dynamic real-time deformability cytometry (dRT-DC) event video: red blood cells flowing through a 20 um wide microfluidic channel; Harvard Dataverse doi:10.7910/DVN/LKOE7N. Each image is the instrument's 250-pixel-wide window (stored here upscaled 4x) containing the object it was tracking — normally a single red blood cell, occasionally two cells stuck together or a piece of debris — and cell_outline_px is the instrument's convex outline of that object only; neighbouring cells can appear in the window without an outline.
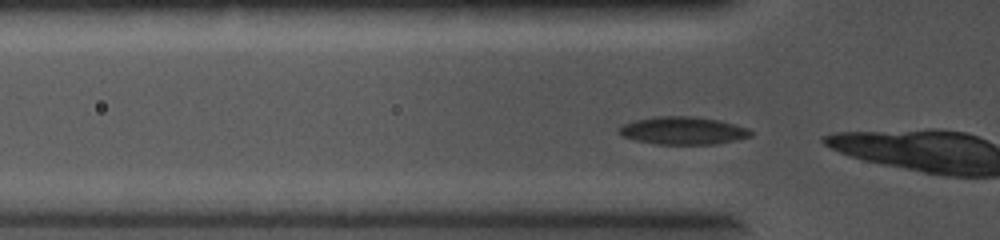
{"species": "common noctule bat (a hibernating species)", "species_latin": "Nyctalus noctula", "temperature_condition": "cold", "stored_images_in_passage": 42, "camera_frame_rate_fps": 5000, "um_per_image_px": 0.085, "animal": {"sex": "female", "body_mass_g": 19.0, "forearm_length_mm": 56.7}, "frame": {"image": 1, "passage_image": 2, "time_ms": 0.2, "image_size_px": [1000, 240], "cell_outline_px": [[752, 136], [736, 140], [716, 144], [656, 144], [636, 140], [620, 136], [620, 128], [624, 124], [636, 120], [656, 116], [696, 116], [720, 120], [748, 128], [752, 132]], "centroid_in_image_um": [58.09, 11.1], "position_along_channel_um": 67.7, "area_um2": 21.27}}
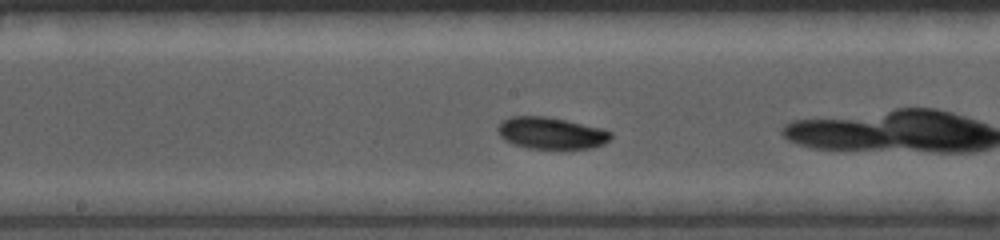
{"frame": {"image": 2, "passage_image": 16, "time_ms": 3.0, "image_size_px": [1000, 240], "cell_outline_px": [[612, 136], [604, 144], [592, 148], [564, 152], [528, 148], [504, 140], [500, 136], [496, 128], [500, 120], [512, 116], [548, 116], [600, 128], [612, 132]], "centroid_in_image_um": [46.85, 11.36], "position_along_channel_um": 201.4, "area_um2": 21.79}}
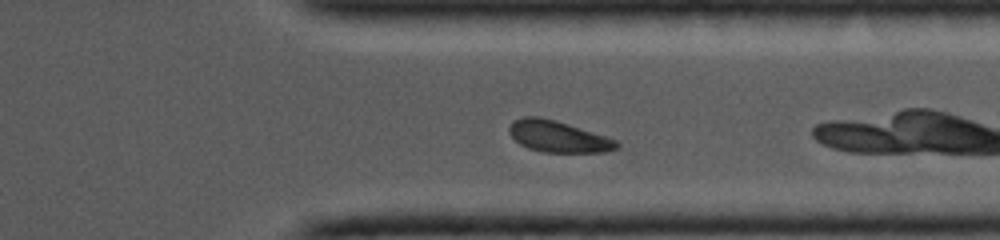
{"frame": {"image": 3, "passage_image": 33, "time_ms": 6.4, "image_size_px": [1000, 240], "cell_outline_px": [[620, 144], [616, 148], [604, 152], [544, 152], [528, 148], [520, 144], [508, 132], [508, 128], [512, 120], [524, 116], [540, 116], [556, 120], [616, 140]], "centroid_in_image_um": [47.38, 11.59], "position_along_channel_um": 364.0, "area_um2": 19.54}}